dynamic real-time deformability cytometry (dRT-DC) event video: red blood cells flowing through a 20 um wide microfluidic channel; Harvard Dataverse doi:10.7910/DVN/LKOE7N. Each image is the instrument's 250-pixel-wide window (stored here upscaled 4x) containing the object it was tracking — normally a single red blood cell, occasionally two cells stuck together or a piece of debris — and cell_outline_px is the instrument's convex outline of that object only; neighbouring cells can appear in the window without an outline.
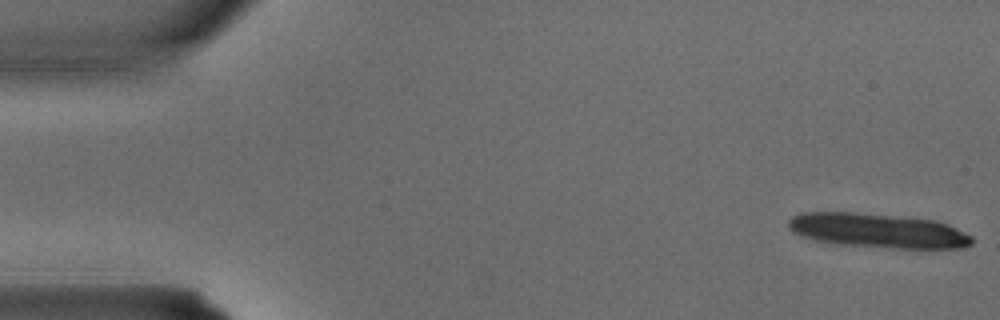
{"species": "common noctule bat (a hibernating species)", "species_latin": "Nyctalus noctula", "temperature_condition": "warm", "stored_images_in_passage": 3, "camera_frame_rate_fps": 3000, "um_per_image_px": 0.085, "animal": {"sex": "male", "body_mass_g": 15.6}, "frame": {"image": 1, "passage_image": 1, "time_ms": 0.0, "image_size_px": [1000, 320], "cell_outline_px": [[972, 244], [964, 248], [896, 248], [836, 244], [816, 240], [800, 236], [792, 232], [788, 228], [788, 220], [792, 216], [800, 212], [856, 212], [912, 216], [936, 220], [948, 224], [972, 236]], "centroid_in_image_um": [74.61, 19.58], "position_along_channel_um": 10.4, "area_um2": 37.4}}